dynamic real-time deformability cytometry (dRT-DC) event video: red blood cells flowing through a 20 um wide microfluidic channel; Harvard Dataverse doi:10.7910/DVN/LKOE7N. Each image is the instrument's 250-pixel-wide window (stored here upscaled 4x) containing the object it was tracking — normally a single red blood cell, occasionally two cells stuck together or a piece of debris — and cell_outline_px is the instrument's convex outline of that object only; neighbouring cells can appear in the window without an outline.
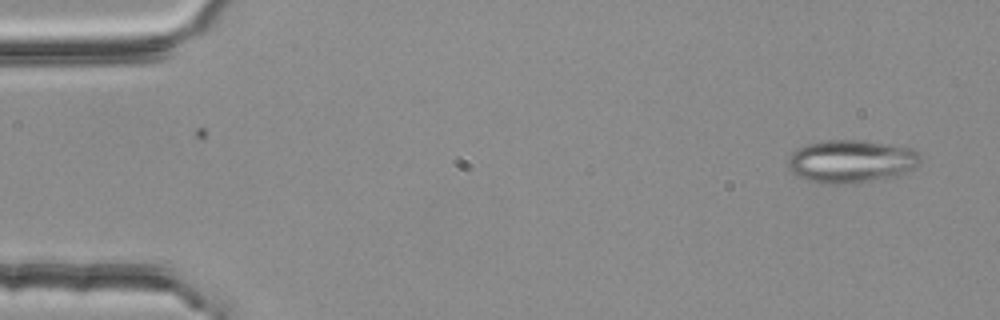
{"species": "common noctule bat (a hibernating species)", "species_latin": "Nyctalus noctula", "temperature_condition": "room temperature", "stored_images_in_passage": 3, "camera_frame_rate_fps": 3000, "um_per_image_px": 0.085, "animal": {"sex": "female", "body_mass_g": 25.1}, "frame": {"image": 1, "passage_image": 3, "time_ms": 0.667, "image_size_px": [1000, 320], "cell_outline_px": [[920, 164], [908, 172], [884, 180], [840, 184], [820, 184], [808, 180], [792, 172], [788, 168], [788, 160], [792, 152], [796, 148], [804, 144], [828, 140], [864, 140], [912, 148], [920, 152]], "centroid_in_image_um": [72.38, 13.72], "position_along_channel_um": 12.6, "area_um2": 33.64}}